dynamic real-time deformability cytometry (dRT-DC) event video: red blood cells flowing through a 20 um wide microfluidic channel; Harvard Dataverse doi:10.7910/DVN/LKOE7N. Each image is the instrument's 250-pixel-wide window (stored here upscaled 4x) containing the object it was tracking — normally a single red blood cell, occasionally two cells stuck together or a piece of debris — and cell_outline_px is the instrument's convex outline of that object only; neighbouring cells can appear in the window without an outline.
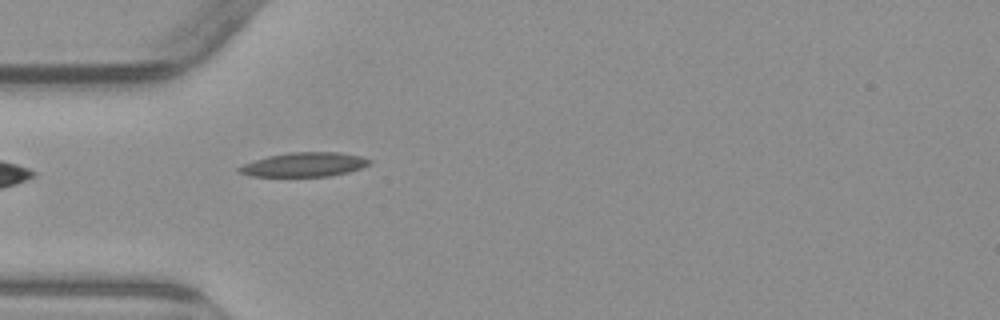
{"species": "common noctule bat (a hibernating species)", "species_latin": "Nyctalus noctula", "temperature_condition": "warm", "stored_images_in_passage": 3, "camera_frame_rate_fps": 3000, "um_per_image_px": 0.085, "animal": {"sex": "male", "body_mass_g": 23.1, "forearm_length_mm": 52.7}, "frame": {"image": 1, "passage_image": 3, "time_ms": 2.333, "image_size_px": [1000, 320], "cell_outline_px": [[372, 160], [368, 164], [360, 168], [348, 172], [328, 176], [248, 176], [240, 172], [236, 168], [244, 164], [268, 156], [292, 152], [336, 152], [360, 156]], "centroid_in_image_um": [25.85, 13.99], "position_along_channel_um": 59.2, "area_um2": 18.09}}